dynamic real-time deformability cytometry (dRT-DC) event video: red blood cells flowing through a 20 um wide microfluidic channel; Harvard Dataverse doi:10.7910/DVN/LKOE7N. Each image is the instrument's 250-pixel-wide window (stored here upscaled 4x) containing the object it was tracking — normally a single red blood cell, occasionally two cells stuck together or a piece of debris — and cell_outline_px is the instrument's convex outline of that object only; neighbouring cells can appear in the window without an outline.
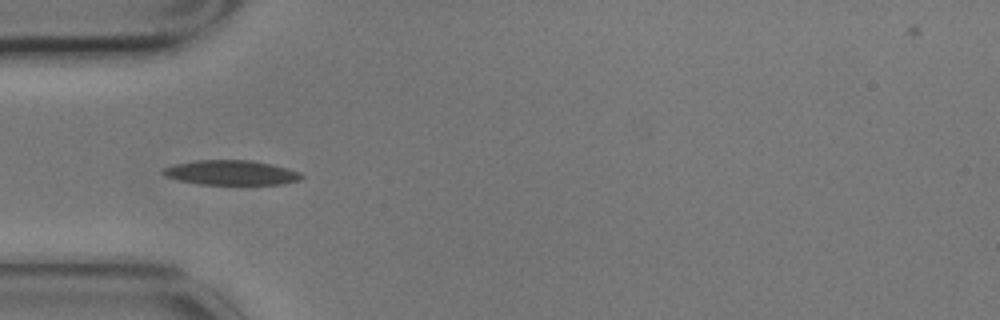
{"species": "common noctule bat (a hibernating species)", "species_latin": "Nyctalus noctula", "temperature_condition": "cold", "stored_images_in_passage": 5, "camera_frame_rate_fps": 3000, "um_per_image_px": 0.085, "animal": {"sex": "male", "body_mass_g": 17.9}, "frame": {"image": 1, "passage_image": 4, "time_ms": 1.0, "image_size_px": [1000, 320], "cell_outline_px": [[304, 176], [300, 180], [284, 184], [200, 184], [180, 180], [164, 176], [160, 172], [164, 168], [172, 164], [196, 160], [252, 160], [272, 164], [288, 168], [300, 172]], "centroid_in_image_um": [19.65, 14.67], "position_along_channel_um": 65.3, "area_um2": 20.06}}